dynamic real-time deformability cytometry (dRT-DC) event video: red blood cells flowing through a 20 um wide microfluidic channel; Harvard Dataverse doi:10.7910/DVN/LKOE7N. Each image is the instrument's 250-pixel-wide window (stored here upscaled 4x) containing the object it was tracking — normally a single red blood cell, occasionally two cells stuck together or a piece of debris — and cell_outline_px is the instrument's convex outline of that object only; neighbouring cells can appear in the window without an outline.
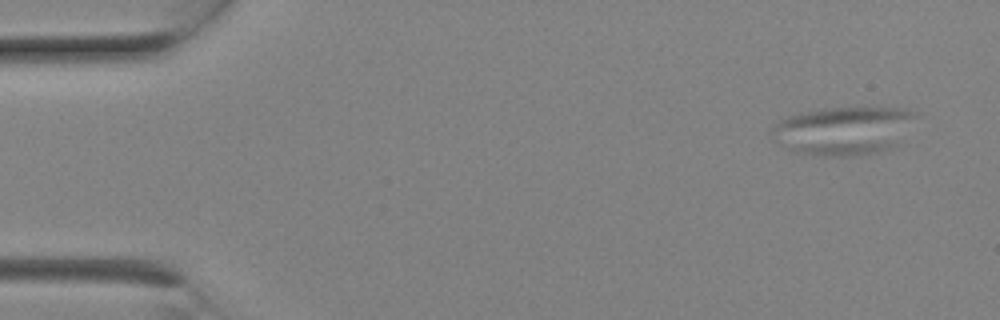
{"species": "Egyptian fruit bat (a non-hibernating species)", "species_latin": "Rousettus aegyptiacus", "temperature_condition": "room temperature", "stored_images_in_passage": 8, "camera_frame_rate_fps": 3000, "um_per_image_px": 0.085, "animal": {"sex": "female"}, "frame": {"image": 1, "passage_image": 2, "time_ms": 0.333, "image_size_px": [1000, 320], "cell_outline_px": [[920, 116], [896, 148], [884, 152], [860, 156], [824, 156], [792, 152], [772, 140], [768, 132], [780, 120], [788, 116], [804, 112], [828, 108], [908, 108], [916, 112]], "centroid_in_image_um": [71.76, 11.13], "position_along_channel_um": 13.2, "area_um2": 41.73}}